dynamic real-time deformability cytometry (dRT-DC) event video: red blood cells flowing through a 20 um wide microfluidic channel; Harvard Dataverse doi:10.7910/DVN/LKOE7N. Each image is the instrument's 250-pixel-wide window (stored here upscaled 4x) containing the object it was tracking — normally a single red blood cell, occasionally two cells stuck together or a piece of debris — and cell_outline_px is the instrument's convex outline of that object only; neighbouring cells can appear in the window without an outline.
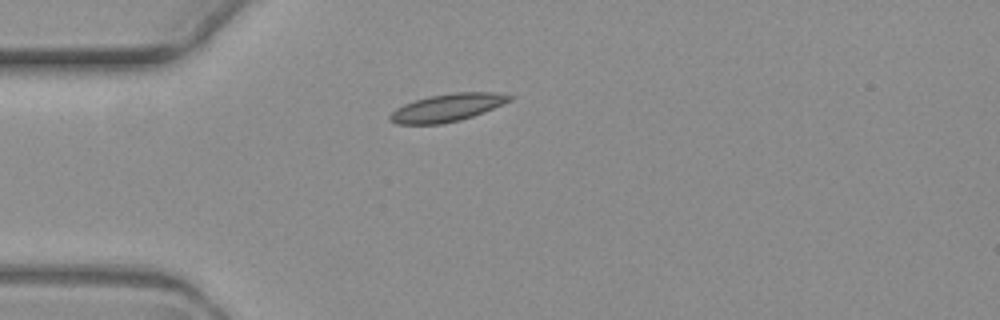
{"species": "common noctule bat (a hibernating species)", "species_latin": "Nyctalus noctula", "temperature_condition": "warm", "stored_images_in_passage": 5, "camera_frame_rate_fps": 3000, "um_per_image_px": 0.085, "animal": {"sex": "female", "body_mass_g": 19.3, "forearm_length_mm": 54.1}, "frame": {"image": 1, "passage_image": 1, "time_ms": 0.0, "image_size_px": [1000, 320], "cell_outline_px": [[516, 96], [512, 100], [484, 112], [460, 120], [440, 124], [396, 124], [388, 120], [388, 116], [396, 108], [404, 104], [428, 96], [456, 92], [492, 92]], "centroid_in_image_um": [38.01, 9.15], "position_along_channel_um": 47.0, "area_um2": 19.31}}
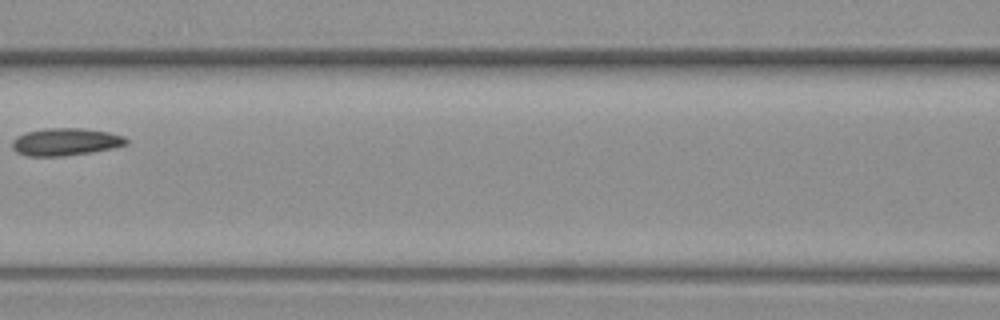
{"frame": {"image": 2, "passage_image": 4, "time_ms": 3.667, "image_size_px": [1000, 320], "cell_outline_px": [[128, 144], [112, 148], [92, 152], [64, 156], [28, 156], [16, 152], [12, 148], [12, 140], [16, 136], [24, 132], [44, 128], [80, 128], [108, 132], [124, 136], [128, 140]], "centroid_in_image_um": [5.54, 12.05], "position_along_channel_um": 161.1, "area_um2": 18.38}}
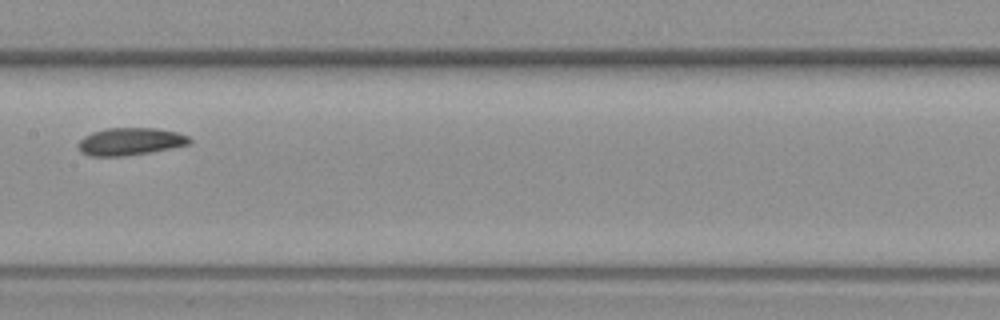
{"frame": {"image": 3, "passage_image": 5, "time_ms": 4.667, "image_size_px": [1000, 320], "cell_outline_px": [[192, 144], [152, 152], [124, 156], [92, 156], [80, 152], [80, 140], [84, 136], [92, 132], [108, 128], [156, 128], [176, 132], [188, 136], [192, 140]], "centroid_in_image_um": [11.12, 12.03], "position_along_channel_um": 196.3, "area_um2": 17.8}}